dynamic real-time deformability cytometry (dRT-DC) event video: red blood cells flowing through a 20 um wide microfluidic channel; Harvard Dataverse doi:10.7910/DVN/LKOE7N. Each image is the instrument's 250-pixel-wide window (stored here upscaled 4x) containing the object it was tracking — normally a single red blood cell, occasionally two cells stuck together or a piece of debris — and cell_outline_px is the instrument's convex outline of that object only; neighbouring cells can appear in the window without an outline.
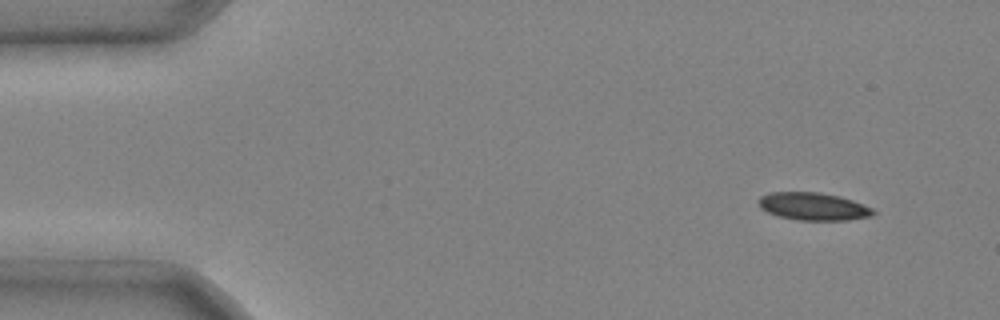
{"species": "common noctule bat (a hibernating species)", "species_latin": "Nyctalus noctula", "temperature_condition": "cold", "stored_images_in_passage": 5, "camera_frame_rate_fps": 3000, "um_per_image_px": 0.085, "animal": {"sex": "male", "body_mass_g": 20.4}, "frame": {"image": 1, "passage_image": 1, "time_ms": 0.0, "image_size_px": [1000, 320], "cell_outline_px": [[876, 212], [872, 216], [848, 220], [796, 220], [776, 216], [760, 208], [760, 196], [772, 192], [816, 192], [840, 196], [852, 200], [872, 208]], "centroid_in_image_um": [69.13, 17.55], "position_along_channel_um": 15.9, "area_um2": 18.44}}
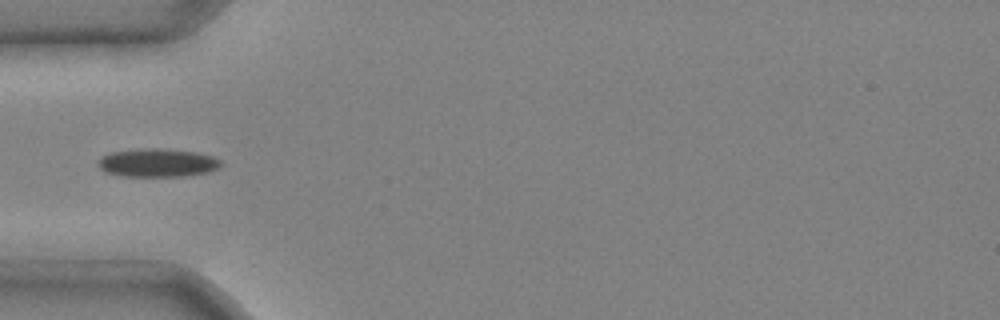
{"frame": {"image": 2, "passage_image": 4, "time_ms": 1.0, "image_size_px": [1000, 320], "cell_outline_px": [[224, 164], [216, 168], [204, 172], [184, 176], [124, 176], [104, 172], [100, 168], [100, 156], [112, 152], [144, 148], [156, 148], [196, 152], [212, 156], [220, 160]], "centroid_in_image_um": [13.37, 13.83], "position_along_channel_um": 71.6, "area_um2": 20.0}}
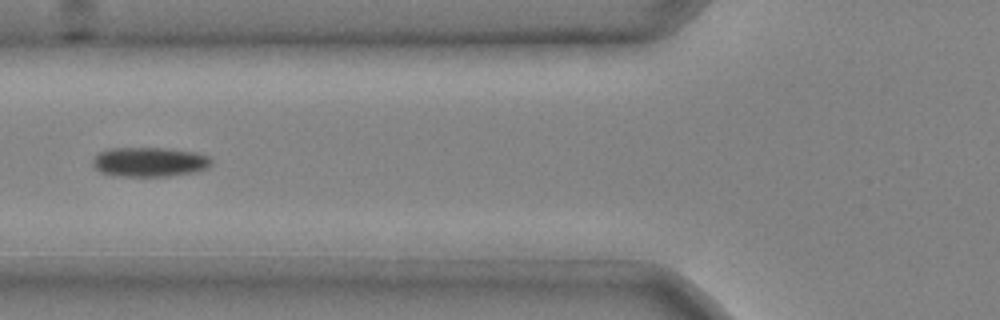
{"frame": {"image": 3, "passage_image": 5, "time_ms": 1.333, "image_size_px": [1000, 320], "cell_outline_px": [[212, 164], [208, 168], [196, 172], [168, 176], [116, 176], [100, 172], [92, 164], [92, 160], [100, 152], [108, 148], [168, 148], [196, 152], [208, 156], [212, 160]], "centroid_in_image_um": [12.73, 13.76], "position_along_channel_um": 113.1, "area_um2": 20.58}}